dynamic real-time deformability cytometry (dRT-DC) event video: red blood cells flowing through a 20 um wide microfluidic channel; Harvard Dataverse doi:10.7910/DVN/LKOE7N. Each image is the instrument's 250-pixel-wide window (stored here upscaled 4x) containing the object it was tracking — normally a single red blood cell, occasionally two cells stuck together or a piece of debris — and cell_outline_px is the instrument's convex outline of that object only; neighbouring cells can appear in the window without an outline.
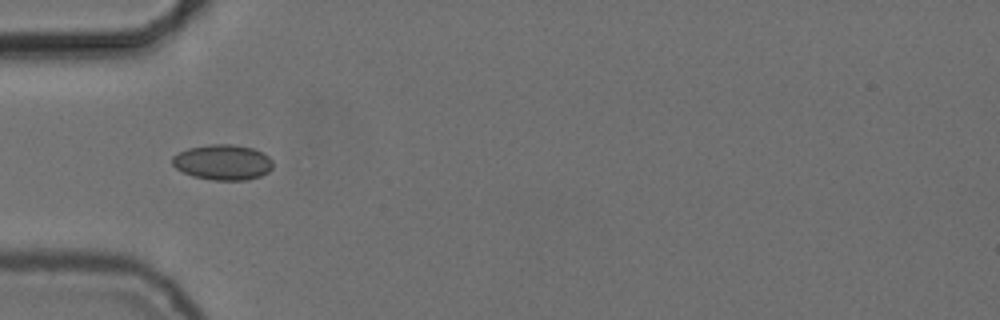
{"species": "common noctule bat (a hibernating species)", "species_latin": "Nyctalus noctula", "temperature_condition": "cold", "stored_images_in_passage": 19, "camera_frame_rate_fps": 3000, "um_per_image_px": 0.085, "animal": {"sex": "female", "body_mass_g": 24.6, "forearm_length_mm": 56.2}, "frame": {"image": 1, "passage_image": 6, "time_ms": 1.667, "image_size_px": [1000, 320], "cell_outline_px": [[272, 168], [268, 172], [260, 176], [248, 180], [212, 180], [192, 176], [176, 168], [172, 164], [172, 156], [188, 148], [208, 144], [232, 144], [252, 148], [264, 152], [272, 160]], "centroid_in_image_um": [18.94, 13.79], "position_along_channel_um": 66.1, "area_um2": 20.87}}
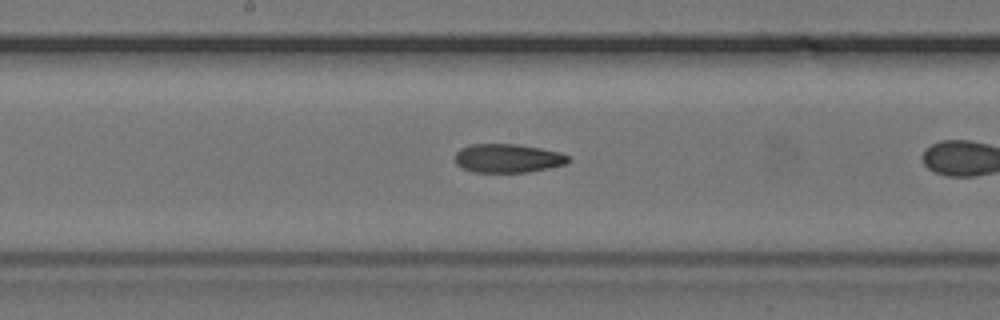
{"frame": {"image": 2, "passage_image": 14, "time_ms": 4.333, "image_size_px": [1000, 320], "cell_outline_px": [[568, 164], [528, 172], [472, 172], [456, 164], [456, 152], [460, 148], [472, 144], [516, 144], [540, 148], [560, 152], [568, 156]], "centroid_in_image_um": [43.16, 13.45], "position_along_channel_um": 205.0, "area_um2": 18.9}}